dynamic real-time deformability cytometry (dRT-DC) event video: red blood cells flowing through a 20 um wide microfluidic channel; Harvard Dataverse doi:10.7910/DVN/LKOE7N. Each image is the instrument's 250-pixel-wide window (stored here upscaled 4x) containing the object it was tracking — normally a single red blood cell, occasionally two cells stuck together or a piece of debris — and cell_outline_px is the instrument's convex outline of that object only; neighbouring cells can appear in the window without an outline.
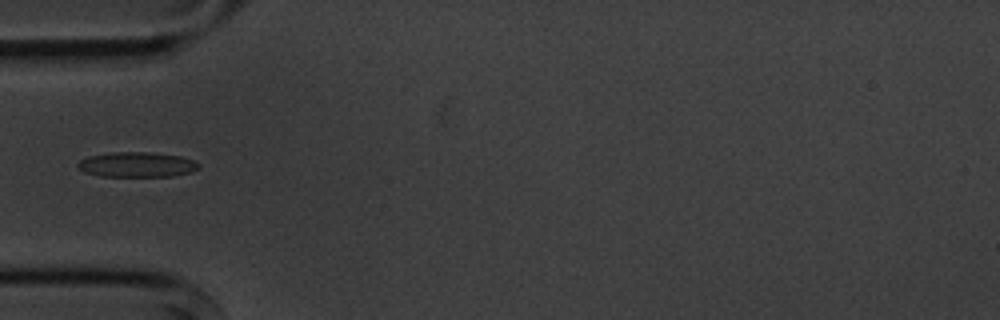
{"species": "common noctule bat (a hibernating species)", "species_latin": "Nyctalus noctula", "temperature_condition": "cold", "stored_images_in_passage": 9, "camera_frame_rate_fps": 3000, "um_per_image_px": 0.085, "animal": {"sex": "male", "body_mass_g": 20.1, "forearm_length_mm": 53.5}, "frame": {"image": 1, "passage_image": 6, "time_ms": 6.667, "image_size_px": [1000, 320], "cell_outline_px": [[200, 168], [192, 172], [172, 176], [100, 176], [84, 172], [76, 164], [80, 160], [88, 156], [112, 152], [148, 152], [180, 156], [192, 160], [200, 164]], "centroid_in_image_um": [11.64, 13.99], "position_along_channel_um": 73.4, "area_um2": 17.63}}
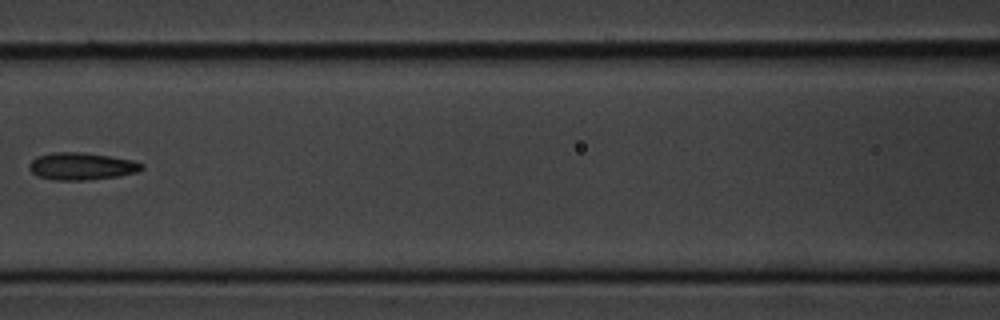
{"frame": {"image": 2, "passage_image": 8, "time_ms": 9.0, "image_size_px": [1000, 320], "cell_outline_px": [[144, 168], [136, 172], [120, 176], [88, 180], [52, 180], [36, 176], [28, 168], [28, 164], [36, 156], [52, 152], [80, 152], [108, 156], [132, 160], [144, 164]], "centroid_in_image_um": [6.9, 14.14], "position_along_channel_um": 159.7, "area_um2": 18.03}}
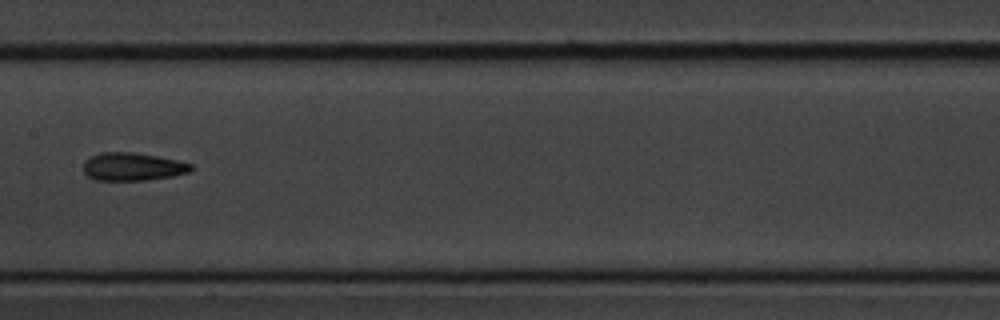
{"frame": {"image": 3, "passage_image": 9, "time_ms": 10.0, "image_size_px": [1000, 320], "cell_outline_px": [[192, 168], [188, 172], [172, 176], [148, 180], [96, 180], [88, 176], [84, 172], [84, 160], [100, 152], [136, 152], [176, 160], [192, 164]], "centroid_in_image_um": [11.25, 14.16], "position_along_channel_um": 196.2, "area_um2": 17.46}}